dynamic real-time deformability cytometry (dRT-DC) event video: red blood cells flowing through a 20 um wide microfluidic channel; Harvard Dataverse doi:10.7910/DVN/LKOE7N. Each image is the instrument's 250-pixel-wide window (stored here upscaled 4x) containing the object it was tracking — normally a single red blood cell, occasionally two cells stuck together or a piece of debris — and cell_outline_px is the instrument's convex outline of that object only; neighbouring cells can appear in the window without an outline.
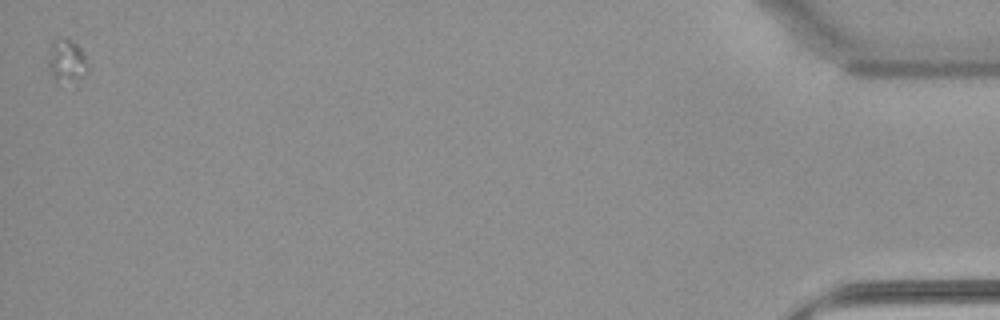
{"species": "common noctule bat (a hibernating species)", "species_latin": "Nyctalus noctula", "temperature_condition": "warm", "stored_images_in_passage": 42, "camera_frame_rate_fps": 3000, "um_per_image_px": 0.085, "animal": {"sex": "female", "body_mass_g": 22.7, "forearm_length_mm": 54.2}, "frame": {"image": 1, "passage_image": 42, "time_ms": 13.667, "image_size_px": [1000, 320], "cell_outline_px": [[88, 72], [76, 88], [56, 80], [48, 72], [48, 44], [52, 40], [64, 36], [76, 44], [80, 48], [88, 64]], "centroid_in_image_um": [5.66, 5.26], "position_along_channel_um": 429.5, "area_um2": 10.92}}